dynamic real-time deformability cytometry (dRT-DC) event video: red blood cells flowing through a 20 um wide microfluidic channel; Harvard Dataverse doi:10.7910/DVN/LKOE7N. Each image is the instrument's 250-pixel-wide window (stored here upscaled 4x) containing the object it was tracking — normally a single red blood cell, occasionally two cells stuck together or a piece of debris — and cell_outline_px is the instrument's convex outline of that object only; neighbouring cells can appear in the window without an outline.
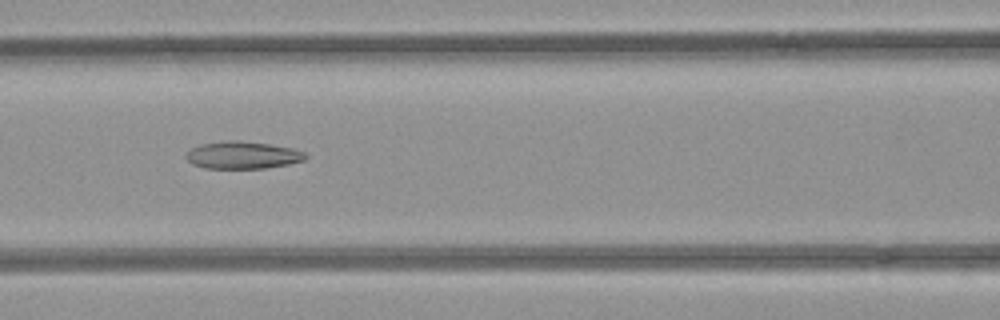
{"species": "common noctule bat (a hibernating species)", "species_latin": "Nyctalus noctula", "temperature_condition": "room temperature", "stored_images_in_passage": 52, "camera_frame_rate_fps": 3000, "um_per_image_px": 0.085, "animal": {"sex": "female", "body_mass_g": 21.9}, "frame": {"image": 1, "passage_image": 23, "time_ms": 7.333, "image_size_px": [1000, 320], "cell_outline_px": [[308, 156], [304, 160], [288, 164], [264, 168], [204, 168], [192, 164], [184, 156], [192, 148], [200, 144], [224, 140], [240, 140], [268, 144], [292, 148], [304, 152]], "centroid_in_image_um": [20.6, 13.18], "position_along_channel_um": 146.0, "area_um2": 19.02}}
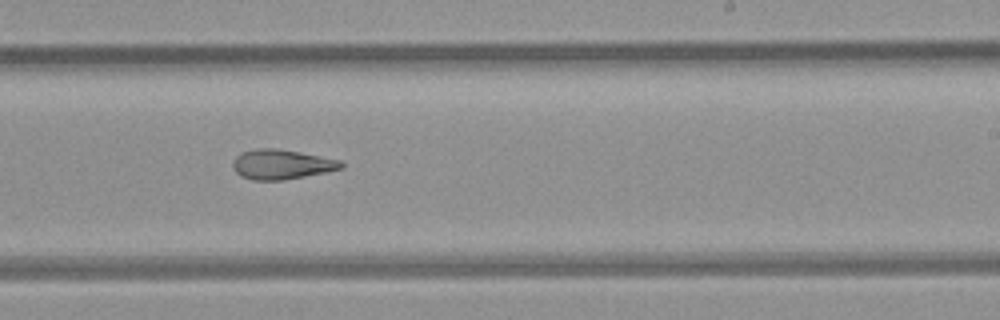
{"frame": {"image": 2, "passage_image": 32, "time_ms": 10.333, "image_size_px": [1000, 320], "cell_outline_px": [[344, 168], [284, 180], [252, 180], [240, 176], [232, 168], [232, 164], [236, 156], [240, 152], [256, 148], [276, 148], [300, 152], [340, 160], [344, 164]], "centroid_in_image_um": [23.9, 13.97], "position_along_channel_um": 265.1, "area_um2": 18.84}}
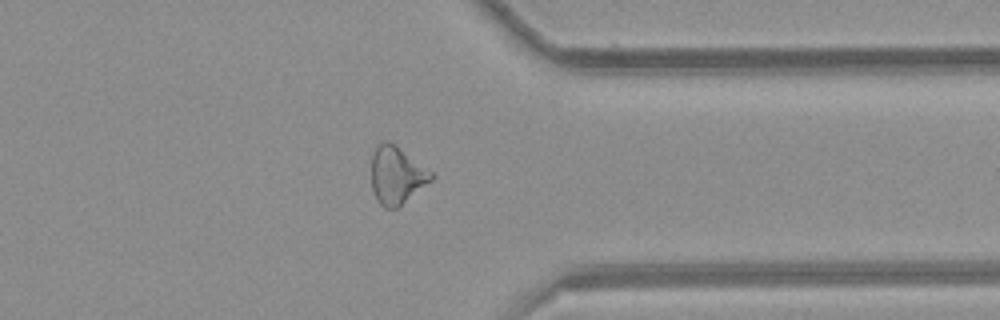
{"frame": {"image": 3, "passage_image": 41, "time_ms": 13.333, "image_size_px": [1000, 320], "cell_outline_px": [[436, 176], [432, 180], [396, 208], [384, 208], [380, 204], [372, 188], [372, 156], [376, 144], [380, 140], [388, 140], [400, 148], [432, 172]], "centroid_in_image_um": [33.7, 14.86], "position_along_channel_um": 377.7, "area_um2": 19.88}, "authors_computed_cell_mechanics": {"area_um2": 20.8369, "velocity_mm_per_s": 3.9825, "shape_relaxation_time_tau1_ms": null, "shape_relaxation_time_tau2_ms": 4.5177, "deformation_change_tau1": null, "deformation_change_tau2": 0.1461}}